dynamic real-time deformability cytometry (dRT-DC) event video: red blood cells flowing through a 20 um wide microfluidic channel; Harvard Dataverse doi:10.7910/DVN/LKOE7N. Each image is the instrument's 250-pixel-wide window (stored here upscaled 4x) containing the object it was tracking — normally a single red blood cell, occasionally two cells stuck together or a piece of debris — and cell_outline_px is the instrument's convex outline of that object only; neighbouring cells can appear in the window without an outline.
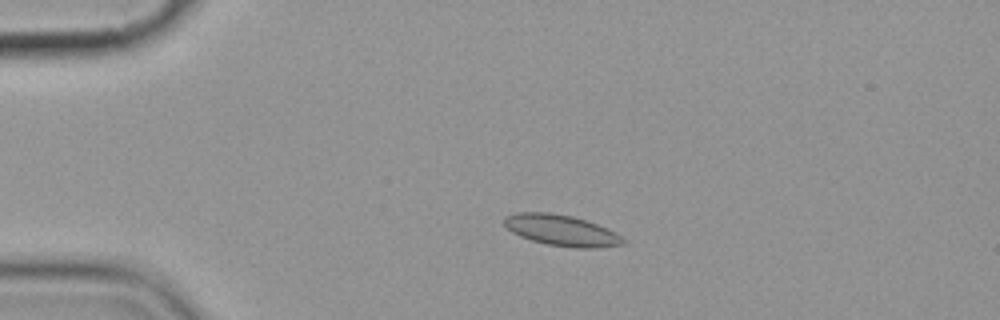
{"species": "common noctule bat (a hibernating species)", "species_latin": "Nyctalus noctula", "temperature_condition": "cold", "stored_images_in_passage": 4, "camera_frame_rate_fps": 3000, "um_per_image_px": 0.085, "animal": {"sex": "female", "body_mass_g": 19.9}, "frame": {"image": 1, "passage_image": 3, "time_ms": 2.333, "image_size_px": [1000, 320], "cell_outline_px": [[628, 240], [624, 244], [596, 248], [572, 248], [548, 244], [532, 240], [520, 236], [512, 232], [504, 224], [504, 216], [516, 212], [548, 212], [572, 216], [588, 220], [616, 232]], "centroid_in_image_um": [47.76, 19.58], "position_along_channel_um": 37.2, "area_um2": 21.68}}